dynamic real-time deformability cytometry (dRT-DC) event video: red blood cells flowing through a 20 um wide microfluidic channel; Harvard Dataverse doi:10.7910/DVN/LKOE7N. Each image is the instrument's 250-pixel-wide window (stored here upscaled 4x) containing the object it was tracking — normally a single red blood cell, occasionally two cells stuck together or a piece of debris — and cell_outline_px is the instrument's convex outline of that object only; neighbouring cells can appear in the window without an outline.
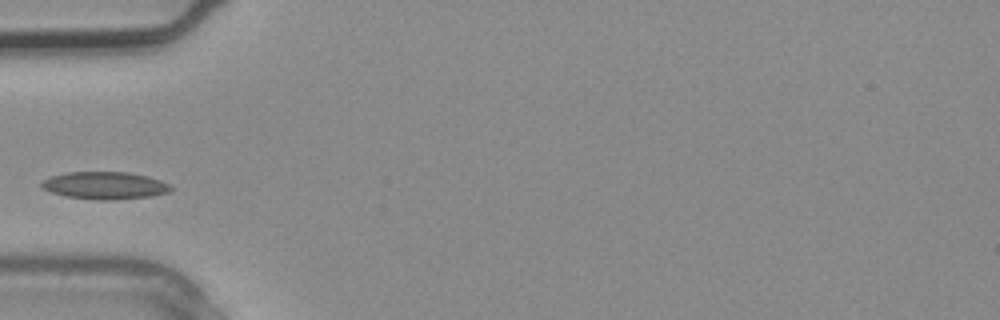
{"species": "common noctule bat (a hibernating species)", "species_latin": "Nyctalus noctula", "temperature_condition": "warm", "stored_images_in_passage": 4, "camera_frame_rate_fps": 3000, "um_per_image_px": 0.085, "animal": {"sex": "male", "body_mass_g": 20.4}, "frame": {"image": 1, "passage_image": 4, "time_ms": 1.0, "image_size_px": [1000, 320], "cell_outline_px": [[172, 188], [168, 192], [152, 196], [116, 200], [96, 200], [68, 196], [52, 192], [44, 188], [40, 184], [44, 180], [52, 176], [64, 172], [128, 172], [148, 176], [160, 180], [168, 184]], "centroid_in_image_um": [8.93, 15.76], "position_along_channel_um": 76.1, "area_um2": 20.52}}